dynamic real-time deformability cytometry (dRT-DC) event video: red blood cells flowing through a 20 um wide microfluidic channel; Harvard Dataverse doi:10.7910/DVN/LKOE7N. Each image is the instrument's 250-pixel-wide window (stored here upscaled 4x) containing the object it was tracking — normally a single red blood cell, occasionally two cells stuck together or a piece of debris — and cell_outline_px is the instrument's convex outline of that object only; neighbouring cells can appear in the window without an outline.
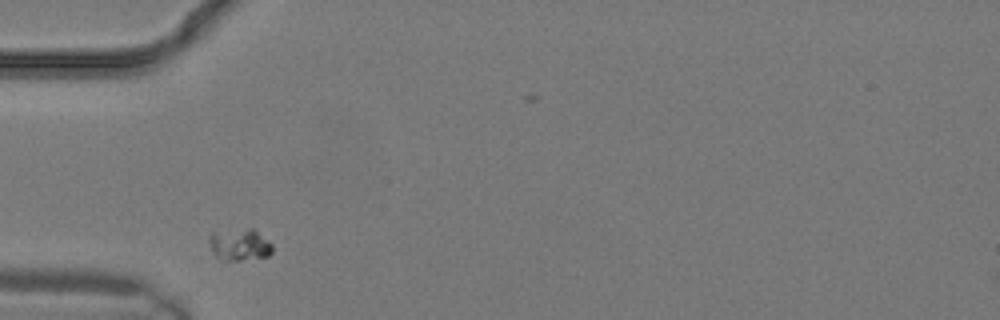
{"species": "common noctule bat (a hibernating species)", "species_latin": "Nyctalus noctula", "temperature_condition": "warm", "stored_images_in_passage": 16, "camera_frame_rate_fps": 3000, "um_per_image_px": 0.085, "animal": {"sex": "male", "body_mass_g": 19.2, "forearm_length_mm": 51.8}, "frame": {"image": 1, "passage_image": 1, "time_ms": 0.0, "image_size_px": [1000, 320], "cell_outline_px": [[272, 252], [268, 256], [240, 260], [224, 260], [216, 256], [212, 252], [208, 240], [208, 236], [212, 232], [248, 228], [252, 228], [272, 244]], "centroid_in_image_um": [20.33, 20.79], "position_along_channel_um": 64.7, "area_um2": 11.68}}
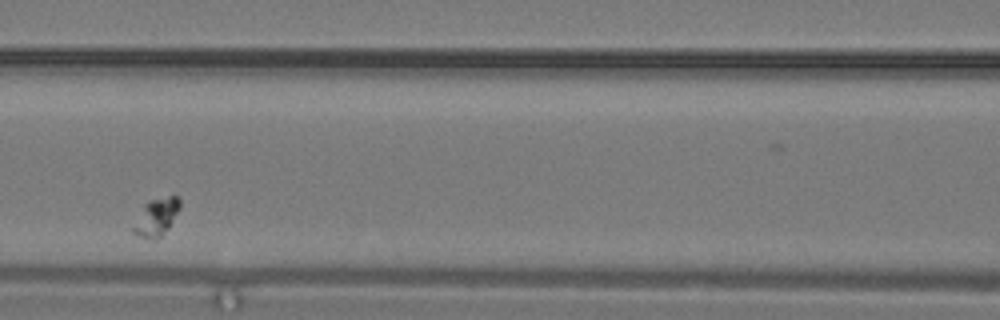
{"frame": {"image": 2, "passage_image": 5, "time_ms": 1.333, "image_size_px": [1000, 320], "cell_outline_px": [[180, 208], [168, 228], [156, 240], [152, 240], [140, 236], [132, 232], [132, 228], [144, 204], [148, 200], [168, 196], [176, 196], [180, 200]], "centroid_in_image_um": [13.29, 18.45], "position_along_channel_um": 153.3, "area_um2": 10.06}}
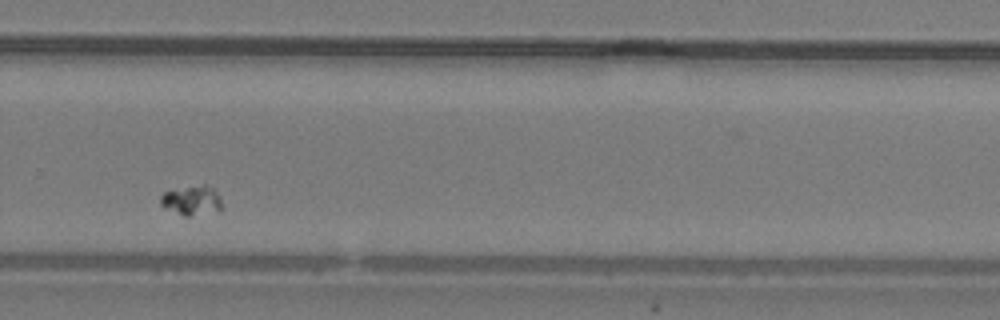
{"frame": {"image": 3, "passage_image": 12, "time_ms": 3.667, "image_size_px": [1000, 320], "cell_outline_px": [[224, 208], [220, 212], [192, 216], [184, 216], [164, 208], [160, 204], [160, 196], [164, 192], [204, 184], [212, 188], [220, 196]], "centroid_in_image_um": [16.36, 17.08], "position_along_channel_um": 313.4, "area_um2": 10.81}}